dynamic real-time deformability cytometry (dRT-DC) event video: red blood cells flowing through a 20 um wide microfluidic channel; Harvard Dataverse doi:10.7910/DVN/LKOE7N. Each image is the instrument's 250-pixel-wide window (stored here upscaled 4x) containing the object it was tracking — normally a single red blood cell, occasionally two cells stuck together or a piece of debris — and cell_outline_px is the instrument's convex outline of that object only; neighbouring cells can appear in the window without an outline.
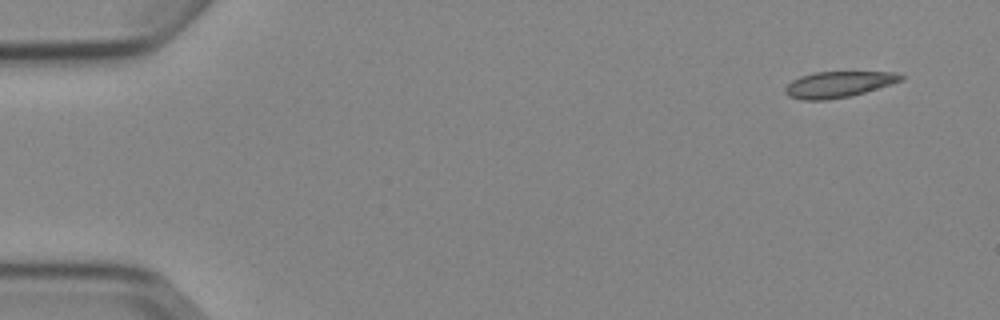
{"species": "Egyptian fruit bat (a non-hibernating species)", "species_latin": "Rousettus aegyptiacus", "temperature_condition": "cold", "stored_images_in_passage": 8, "camera_frame_rate_fps": 3000, "um_per_image_px": 0.085, "animal": {"sex": "female"}, "frame": {"image": 1, "passage_image": 1, "time_ms": 0.0, "image_size_px": [1000, 320], "cell_outline_px": [[904, 80], [892, 84], [852, 96], [828, 100], [800, 100], [788, 96], [784, 92], [784, 88], [792, 80], [800, 76], [816, 72], [896, 72], [904, 76]], "centroid_in_image_um": [71.26, 7.18], "position_along_channel_um": 13.7, "area_um2": 17.74}}
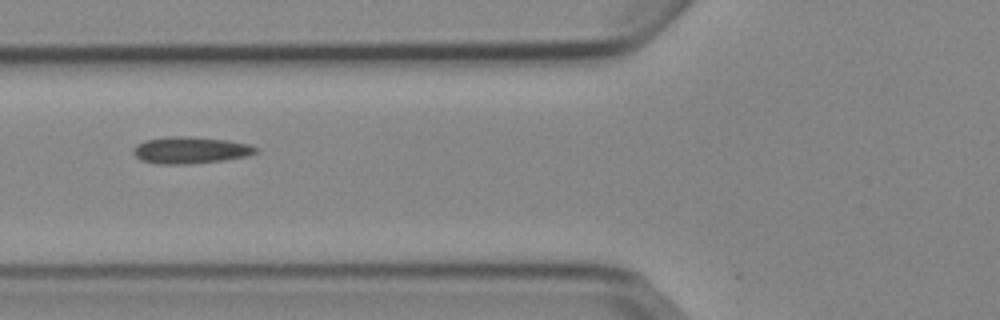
{"frame": {"image": 2, "passage_image": 5, "time_ms": 5.667, "image_size_px": [1000, 320], "cell_outline_px": [[260, 152], [248, 156], [224, 160], [192, 164], [156, 164], [140, 160], [132, 152], [132, 148], [136, 144], [144, 140], [168, 136], [192, 136], [228, 140], [248, 144], [260, 148]], "centroid_in_image_um": [16.19, 12.76], "position_along_channel_um": 109.6, "area_um2": 19.59}}
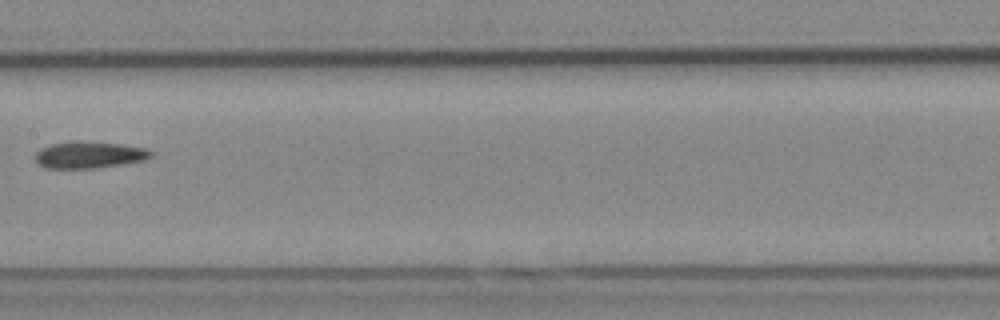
{"frame": {"image": 3, "passage_image": 7, "time_ms": 8.0, "image_size_px": [1000, 320], "cell_outline_px": [[152, 156], [144, 160], [96, 168], [44, 168], [36, 164], [36, 152], [40, 148], [52, 144], [72, 140], [76, 140], [120, 144], [144, 148], [152, 152]], "centroid_in_image_um": [7.52, 13.16], "position_along_channel_um": 199.9, "area_um2": 18.03}}